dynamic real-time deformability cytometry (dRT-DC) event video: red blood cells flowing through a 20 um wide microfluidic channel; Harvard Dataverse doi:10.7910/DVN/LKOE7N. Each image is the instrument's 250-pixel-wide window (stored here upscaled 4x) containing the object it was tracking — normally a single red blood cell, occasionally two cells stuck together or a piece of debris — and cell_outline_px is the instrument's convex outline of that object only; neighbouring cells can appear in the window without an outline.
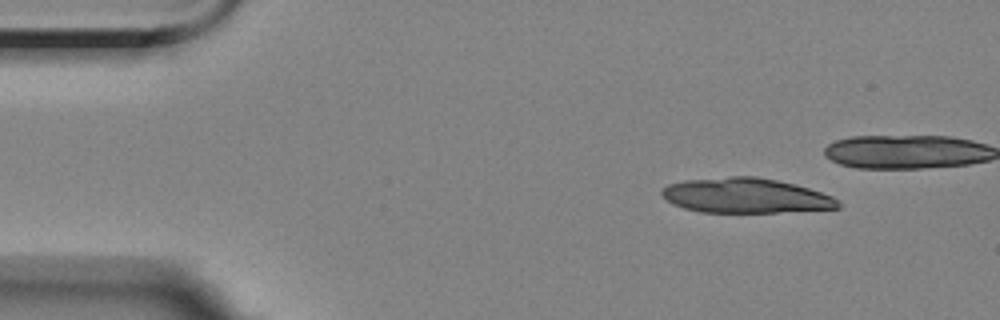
{"species": "Egyptian fruit bat (a non-hibernating species)", "species_latin": "Rousettus aegyptiacus", "temperature_condition": "room temperature", "stored_images_in_passage": 4, "camera_frame_rate_fps": 3000, "um_per_image_px": 0.085, "animal": {"sex": "female"}, "frame": {"image": 1, "passage_image": 1, "time_ms": 0.0, "image_size_px": [1000, 320], "cell_outline_px": [[840, 208], [776, 212], [700, 212], [684, 208], [672, 204], [660, 192], [668, 184], [688, 180], [732, 176], [756, 176], [796, 184], [832, 196], [840, 204]], "centroid_in_image_um": [63.38, 16.62], "position_along_channel_um": 21.6, "area_um2": 35.55}}